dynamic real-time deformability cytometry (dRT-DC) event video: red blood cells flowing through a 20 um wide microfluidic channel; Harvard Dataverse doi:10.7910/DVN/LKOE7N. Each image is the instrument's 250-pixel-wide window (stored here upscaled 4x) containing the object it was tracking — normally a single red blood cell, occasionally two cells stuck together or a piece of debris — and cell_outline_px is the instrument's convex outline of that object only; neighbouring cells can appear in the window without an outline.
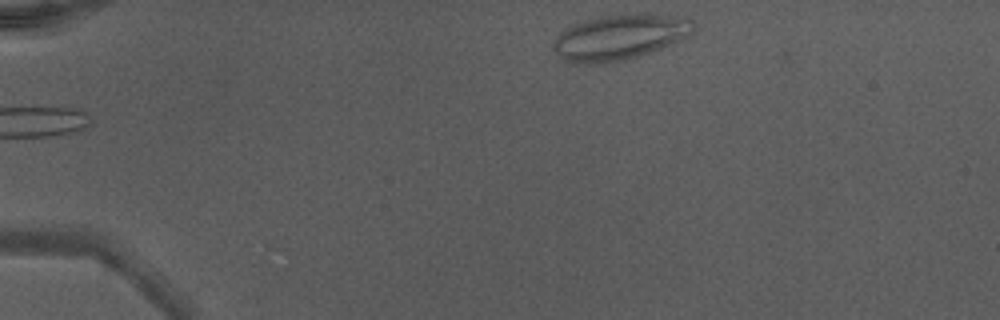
{"species": "Egyptian fruit bat (a non-hibernating species)", "species_latin": "Rousettus aegyptiacus", "temperature_condition": "warm", "stored_images_in_passage": 39, "camera_frame_rate_fps": 3000, "um_per_image_px": 0.085, "animal": {"sex": "male"}, "frame": {"image": 1, "passage_image": 1, "time_ms": 0.0, "image_size_px": [1000, 320], "cell_outline_px": [[696, 28], [688, 36], [680, 40], [648, 52], [624, 60], [596, 64], [572, 64], [560, 60], [552, 48], [552, 44], [572, 24], [584, 20], [604, 16], [660, 16], [692, 20]], "centroid_in_image_um": [52.57, 3.22], "position_along_channel_um": 32.4, "area_um2": 35.78}}
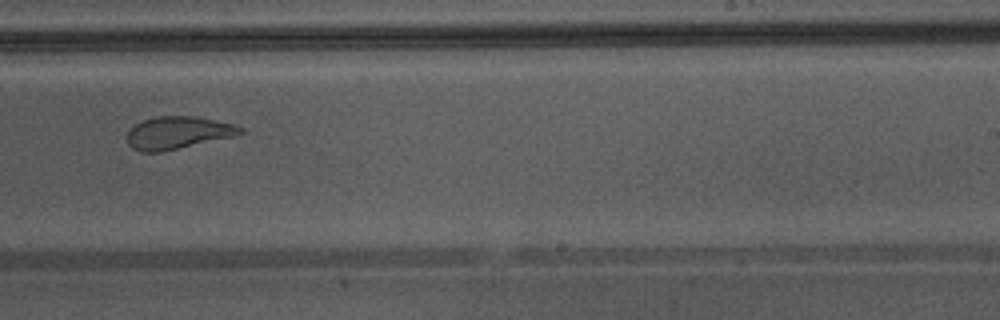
{"frame": {"image": 2, "passage_image": 23, "time_ms": 7.333, "image_size_px": [1000, 320], "cell_outline_px": [[244, 132], [236, 136], [160, 152], [140, 152], [132, 148], [128, 144], [128, 132], [136, 124], [144, 120], [156, 116], [192, 116], [232, 124], [244, 128]], "centroid_in_image_um": [15.12, 11.29], "position_along_channel_um": 273.9, "area_um2": 21.21}, "authors_computed_cell_mechanics": {"area_um2": 26.7614, "velocity_mm_per_s": 4.3577, "shape_relaxation_time_tau1_ms": null, "shape_relaxation_time_tau2_ms": 1.2966, "deformation_change_tau1": null, "deformation_change_tau2": 0.102}}